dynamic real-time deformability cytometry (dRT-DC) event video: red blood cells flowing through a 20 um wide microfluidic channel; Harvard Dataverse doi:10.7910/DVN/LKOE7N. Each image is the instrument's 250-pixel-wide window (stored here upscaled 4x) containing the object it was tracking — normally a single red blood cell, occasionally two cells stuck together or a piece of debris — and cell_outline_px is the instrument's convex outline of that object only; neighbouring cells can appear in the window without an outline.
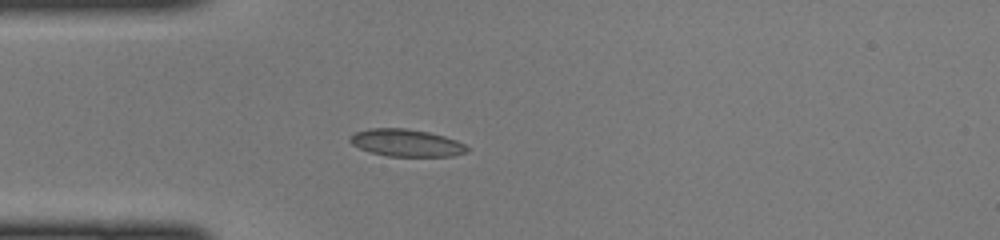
{"species": "common noctule bat (a hibernating species)", "species_latin": "Nyctalus noctula", "temperature_condition": "cold", "stored_images_in_passage": 35, "camera_frame_rate_fps": 3000, "um_per_image_px": 0.085, "animal": {"sex": "female", "body_mass_g": 22.0, "forearm_length_mm": 56.7}, "frame": {"image": 1, "passage_image": 1, "time_ms": 0.0, "image_size_px": [1000, 240], "cell_outline_px": [[468, 152], [452, 156], [388, 156], [372, 152], [360, 148], [352, 144], [348, 140], [348, 136], [356, 132], [372, 128], [404, 128], [428, 132], [444, 136], [456, 140], [464, 144], [468, 148]], "centroid_in_image_um": [34.53, 12.14], "position_along_channel_um": 50.5, "area_um2": 18.5}}
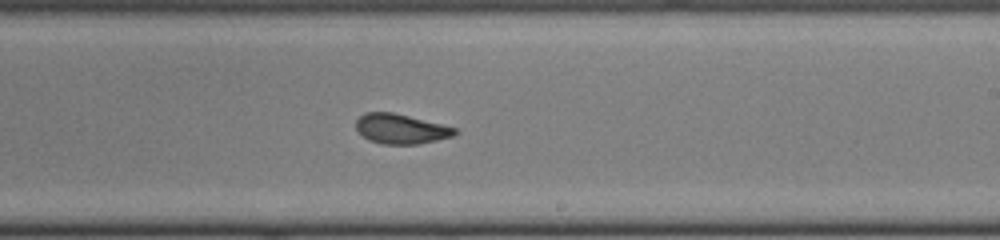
{"frame": {"image": 2, "passage_image": 16, "time_ms": 5.0, "image_size_px": [1000, 240], "cell_outline_px": [[460, 132], [452, 136], [436, 140], [416, 144], [380, 144], [368, 140], [356, 128], [356, 120], [364, 112], [392, 112], [456, 128]], "centroid_in_image_um": [34.05, 10.96], "position_along_channel_um": 254.9, "area_um2": 16.99}}
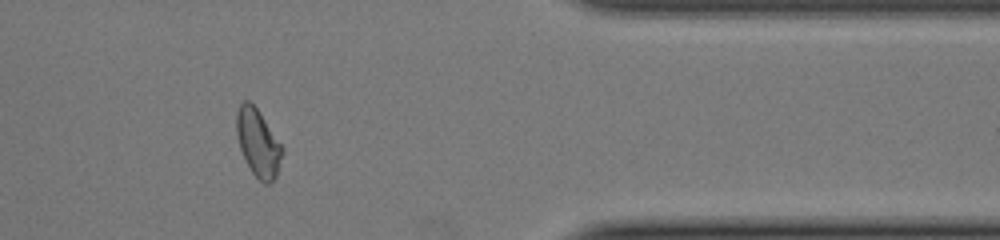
{"frame": {"image": 3, "passage_image": 27, "time_ms": 8.667, "image_size_px": [1000, 240], "cell_outline_px": [[284, 152], [276, 176], [268, 184], [264, 184], [252, 172], [240, 148], [236, 132], [236, 112], [240, 104], [244, 100], [248, 100], [256, 108], [284, 148]], "centroid_in_image_um": [21.94, 12.14], "position_along_channel_um": 389.5, "area_um2": 17.69}}